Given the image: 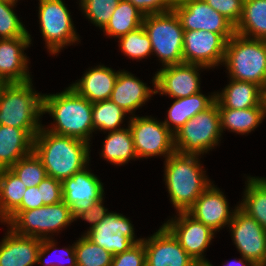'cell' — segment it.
I'll return each instance as SVG.
<instances>
[{
    "instance_id": "obj_1",
    "label": "cell",
    "mask_w": 266,
    "mask_h": 266,
    "mask_svg": "<svg viewBox=\"0 0 266 266\" xmlns=\"http://www.w3.org/2000/svg\"><path fill=\"white\" fill-rule=\"evenodd\" d=\"M93 103L79 95L70 85L59 93L43 94L42 115L53 118L50 125L42 127L51 133L80 139L89 144L94 132Z\"/></svg>"
},
{
    "instance_id": "obj_2",
    "label": "cell",
    "mask_w": 266,
    "mask_h": 266,
    "mask_svg": "<svg viewBox=\"0 0 266 266\" xmlns=\"http://www.w3.org/2000/svg\"><path fill=\"white\" fill-rule=\"evenodd\" d=\"M91 144L80 139L51 133L41 127L33 141V152L46 174L59 181L73 176L91 162Z\"/></svg>"
},
{
    "instance_id": "obj_3",
    "label": "cell",
    "mask_w": 266,
    "mask_h": 266,
    "mask_svg": "<svg viewBox=\"0 0 266 266\" xmlns=\"http://www.w3.org/2000/svg\"><path fill=\"white\" fill-rule=\"evenodd\" d=\"M201 158L175 151L164 161L163 181L175 213L187 212L213 182L206 174Z\"/></svg>"
},
{
    "instance_id": "obj_4",
    "label": "cell",
    "mask_w": 266,
    "mask_h": 266,
    "mask_svg": "<svg viewBox=\"0 0 266 266\" xmlns=\"http://www.w3.org/2000/svg\"><path fill=\"white\" fill-rule=\"evenodd\" d=\"M222 66L228 78L255 83L266 92V40L235 33L226 42Z\"/></svg>"
},
{
    "instance_id": "obj_5",
    "label": "cell",
    "mask_w": 266,
    "mask_h": 266,
    "mask_svg": "<svg viewBox=\"0 0 266 266\" xmlns=\"http://www.w3.org/2000/svg\"><path fill=\"white\" fill-rule=\"evenodd\" d=\"M32 79L22 83H4L0 89V125L16 128L42 127V92Z\"/></svg>"
},
{
    "instance_id": "obj_6",
    "label": "cell",
    "mask_w": 266,
    "mask_h": 266,
    "mask_svg": "<svg viewBox=\"0 0 266 266\" xmlns=\"http://www.w3.org/2000/svg\"><path fill=\"white\" fill-rule=\"evenodd\" d=\"M222 135L220 114L215 102L174 133V148L181 154L203 156L221 144Z\"/></svg>"
},
{
    "instance_id": "obj_7",
    "label": "cell",
    "mask_w": 266,
    "mask_h": 266,
    "mask_svg": "<svg viewBox=\"0 0 266 266\" xmlns=\"http://www.w3.org/2000/svg\"><path fill=\"white\" fill-rule=\"evenodd\" d=\"M145 32L152 44V56L162 67L183 63L184 29L174 11L144 15Z\"/></svg>"
},
{
    "instance_id": "obj_8",
    "label": "cell",
    "mask_w": 266,
    "mask_h": 266,
    "mask_svg": "<svg viewBox=\"0 0 266 266\" xmlns=\"http://www.w3.org/2000/svg\"><path fill=\"white\" fill-rule=\"evenodd\" d=\"M38 1V24L48 53L57 57L65 47L79 44L81 39L65 1Z\"/></svg>"
},
{
    "instance_id": "obj_9",
    "label": "cell",
    "mask_w": 266,
    "mask_h": 266,
    "mask_svg": "<svg viewBox=\"0 0 266 266\" xmlns=\"http://www.w3.org/2000/svg\"><path fill=\"white\" fill-rule=\"evenodd\" d=\"M73 222L75 219L70 207L61 201L21 211L7 226L22 236L52 239L56 234H61L64 228L71 226Z\"/></svg>"
},
{
    "instance_id": "obj_10",
    "label": "cell",
    "mask_w": 266,
    "mask_h": 266,
    "mask_svg": "<svg viewBox=\"0 0 266 266\" xmlns=\"http://www.w3.org/2000/svg\"><path fill=\"white\" fill-rule=\"evenodd\" d=\"M133 136L138 160L163 156L164 159L175 152L174 134L157 118L135 115L127 120Z\"/></svg>"
},
{
    "instance_id": "obj_11",
    "label": "cell",
    "mask_w": 266,
    "mask_h": 266,
    "mask_svg": "<svg viewBox=\"0 0 266 266\" xmlns=\"http://www.w3.org/2000/svg\"><path fill=\"white\" fill-rule=\"evenodd\" d=\"M231 239L240 256L255 266H266V231L239 206L228 225Z\"/></svg>"
},
{
    "instance_id": "obj_12",
    "label": "cell",
    "mask_w": 266,
    "mask_h": 266,
    "mask_svg": "<svg viewBox=\"0 0 266 266\" xmlns=\"http://www.w3.org/2000/svg\"><path fill=\"white\" fill-rule=\"evenodd\" d=\"M176 214L163 224L177 238L181 247L190 257L200 266H204L208 261L204 254L217 233L196 220L188 212H177Z\"/></svg>"
},
{
    "instance_id": "obj_13",
    "label": "cell",
    "mask_w": 266,
    "mask_h": 266,
    "mask_svg": "<svg viewBox=\"0 0 266 266\" xmlns=\"http://www.w3.org/2000/svg\"><path fill=\"white\" fill-rule=\"evenodd\" d=\"M133 222L122 213L110 211L102 221L88 231L85 236L94 244L113 255L127 251L134 244L140 243Z\"/></svg>"
},
{
    "instance_id": "obj_14",
    "label": "cell",
    "mask_w": 266,
    "mask_h": 266,
    "mask_svg": "<svg viewBox=\"0 0 266 266\" xmlns=\"http://www.w3.org/2000/svg\"><path fill=\"white\" fill-rule=\"evenodd\" d=\"M208 68L198 64H175L160 67L155 72L156 94L179 99L201 92V71Z\"/></svg>"
},
{
    "instance_id": "obj_15",
    "label": "cell",
    "mask_w": 266,
    "mask_h": 266,
    "mask_svg": "<svg viewBox=\"0 0 266 266\" xmlns=\"http://www.w3.org/2000/svg\"><path fill=\"white\" fill-rule=\"evenodd\" d=\"M226 40L217 33L184 30L183 63L198 64L211 69L223 64Z\"/></svg>"
},
{
    "instance_id": "obj_16",
    "label": "cell",
    "mask_w": 266,
    "mask_h": 266,
    "mask_svg": "<svg viewBox=\"0 0 266 266\" xmlns=\"http://www.w3.org/2000/svg\"><path fill=\"white\" fill-rule=\"evenodd\" d=\"M184 30H204L220 34L228 41L236 32L235 26L205 0H190L173 9Z\"/></svg>"
},
{
    "instance_id": "obj_17",
    "label": "cell",
    "mask_w": 266,
    "mask_h": 266,
    "mask_svg": "<svg viewBox=\"0 0 266 266\" xmlns=\"http://www.w3.org/2000/svg\"><path fill=\"white\" fill-rule=\"evenodd\" d=\"M142 242L145 246L146 266H200L164 224L149 237L142 238Z\"/></svg>"
},
{
    "instance_id": "obj_18",
    "label": "cell",
    "mask_w": 266,
    "mask_h": 266,
    "mask_svg": "<svg viewBox=\"0 0 266 266\" xmlns=\"http://www.w3.org/2000/svg\"><path fill=\"white\" fill-rule=\"evenodd\" d=\"M89 166L61 182L63 201L70 207L74 217L105 196L102 181L89 170Z\"/></svg>"
},
{
    "instance_id": "obj_19",
    "label": "cell",
    "mask_w": 266,
    "mask_h": 266,
    "mask_svg": "<svg viewBox=\"0 0 266 266\" xmlns=\"http://www.w3.org/2000/svg\"><path fill=\"white\" fill-rule=\"evenodd\" d=\"M238 206L231 208L226 195L212 182L187 212L217 233L228 227Z\"/></svg>"
},
{
    "instance_id": "obj_20",
    "label": "cell",
    "mask_w": 266,
    "mask_h": 266,
    "mask_svg": "<svg viewBox=\"0 0 266 266\" xmlns=\"http://www.w3.org/2000/svg\"><path fill=\"white\" fill-rule=\"evenodd\" d=\"M31 44L29 31L24 37L0 39V80L3 83H22L32 79L30 59L24 52Z\"/></svg>"
},
{
    "instance_id": "obj_21",
    "label": "cell",
    "mask_w": 266,
    "mask_h": 266,
    "mask_svg": "<svg viewBox=\"0 0 266 266\" xmlns=\"http://www.w3.org/2000/svg\"><path fill=\"white\" fill-rule=\"evenodd\" d=\"M152 86L140 80L135 74L125 69L120 70L117 75L110 100L121 107L129 115L128 118L135 116L136 110L145 106V103L156 95L155 74L152 78Z\"/></svg>"
},
{
    "instance_id": "obj_22",
    "label": "cell",
    "mask_w": 266,
    "mask_h": 266,
    "mask_svg": "<svg viewBox=\"0 0 266 266\" xmlns=\"http://www.w3.org/2000/svg\"><path fill=\"white\" fill-rule=\"evenodd\" d=\"M0 241V266H33L37 263L42 239L16 234L8 226Z\"/></svg>"
},
{
    "instance_id": "obj_23",
    "label": "cell",
    "mask_w": 266,
    "mask_h": 266,
    "mask_svg": "<svg viewBox=\"0 0 266 266\" xmlns=\"http://www.w3.org/2000/svg\"><path fill=\"white\" fill-rule=\"evenodd\" d=\"M120 70H114L104 64L89 67L80 79L70 86L91 103L109 100Z\"/></svg>"
},
{
    "instance_id": "obj_24",
    "label": "cell",
    "mask_w": 266,
    "mask_h": 266,
    "mask_svg": "<svg viewBox=\"0 0 266 266\" xmlns=\"http://www.w3.org/2000/svg\"><path fill=\"white\" fill-rule=\"evenodd\" d=\"M40 129L0 125V169L10 168L31 154L34 137Z\"/></svg>"
},
{
    "instance_id": "obj_25",
    "label": "cell",
    "mask_w": 266,
    "mask_h": 266,
    "mask_svg": "<svg viewBox=\"0 0 266 266\" xmlns=\"http://www.w3.org/2000/svg\"><path fill=\"white\" fill-rule=\"evenodd\" d=\"M215 92L218 108L247 109L259 106L266 99V92L257 84L232 78L221 91Z\"/></svg>"
},
{
    "instance_id": "obj_26",
    "label": "cell",
    "mask_w": 266,
    "mask_h": 266,
    "mask_svg": "<svg viewBox=\"0 0 266 266\" xmlns=\"http://www.w3.org/2000/svg\"><path fill=\"white\" fill-rule=\"evenodd\" d=\"M210 94L206 95L201 91L188 97L174 99L167 110L166 118L162 122L174 134L187 121L215 103L216 92Z\"/></svg>"
},
{
    "instance_id": "obj_27",
    "label": "cell",
    "mask_w": 266,
    "mask_h": 266,
    "mask_svg": "<svg viewBox=\"0 0 266 266\" xmlns=\"http://www.w3.org/2000/svg\"><path fill=\"white\" fill-rule=\"evenodd\" d=\"M218 110L222 134L227 130L239 135H246L254 131L265 119L266 99L259 106L252 108H218Z\"/></svg>"
},
{
    "instance_id": "obj_28",
    "label": "cell",
    "mask_w": 266,
    "mask_h": 266,
    "mask_svg": "<svg viewBox=\"0 0 266 266\" xmlns=\"http://www.w3.org/2000/svg\"><path fill=\"white\" fill-rule=\"evenodd\" d=\"M104 134L106 137L99 153L102 159L114 166H122L128 164L129 161L138 159L128 124L127 127Z\"/></svg>"
},
{
    "instance_id": "obj_29",
    "label": "cell",
    "mask_w": 266,
    "mask_h": 266,
    "mask_svg": "<svg viewBox=\"0 0 266 266\" xmlns=\"http://www.w3.org/2000/svg\"><path fill=\"white\" fill-rule=\"evenodd\" d=\"M247 176V177H246ZM239 207L266 231V177L246 175Z\"/></svg>"
},
{
    "instance_id": "obj_30",
    "label": "cell",
    "mask_w": 266,
    "mask_h": 266,
    "mask_svg": "<svg viewBox=\"0 0 266 266\" xmlns=\"http://www.w3.org/2000/svg\"><path fill=\"white\" fill-rule=\"evenodd\" d=\"M235 32L246 38L266 40V0H244Z\"/></svg>"
},
{
    "instance_id": "obj_31",
    "label": "cell",
    "mask_w": 266,
    "mask_h": 266,
    "mask_svg": "<svg viewBox=\"0 0 266 266\" xmlns=\"http://www.w3.org/2000/svg\"><path fill=\"white\" fill-rule=\"evenodd\" d=\"M143 18L144 14L132 3L120 0L110 21L101 31L109 38L113 37L116 40L142 26Z\"/></svg>"
},
{
    "instance_id": "obj_32",
    "label": "cell",
    "mask_w": 266,
    "mask_h": 266,
    "mask_svg": "<svg viewBox=\"0 0 266 266\" xmlns=\"http://www.w3.org/2000/svg\"><path fill=\"white\" fill-rule=\"evenodd\" d=\"M27 187L10 169H0V223L20 204Z\"/></svg>"
},
{
    "instance_id": "obj_33",
    "label": "cell",
    "mask_w": 266,
    "mask_h": 266,
    "mask_svg": "<svg viewBox=\"0 0 266 266\" xmlns=\"http://www.w3.org/2000/svg\"><path fill=\"white\" fill-rule=\"evenodd\" d=\"M127 115L126 111L110 99L93 103L92 122L94 132L96 134L97 131L106 133L126 127L124 120Z\"/></svg>"
},
{
    "instance_id": "obj_34",
    "label": "cell",
    "mask_w": 266,
    "mask_h": 266,
    "mask_svg": "<svg viewBox=\"0 0 266 266\" xmlns=\"http://www.w3.org/2000/svg\"><path fill=\"white\" fill-rule=\"evenodd\" d=\"M117 40L121 53L132 61L148 59L152 55V44L143 26Z\"/></svg>"
},
{
    "instance_id": "obj_35",
    "label": "cell",
    "mask_w": 266,
    "mask_h": 266,
    "mask_svg": "<svg viewBox=\"0 0 266 266\" xmlns=\"http://www.w3.org/2000/svg\"><path fill=\"white\" fill-rule=\"evenodd\" d=\"M74 242L77 266H111L113 254L94 244L85 235Z\"/></svg>"
},
{
    "instance_id": "obj_36",
    "label": "cell",
    "mask_w": 266,
    "mask_h": 266,
    "mask_svg": "<svg viewBox=\"0 0 266 266\" xmlns=\"http://www.w3.org/2000/svg\"><path fill=\"white\" fill-rule=\"evenodd\" d=\"M19 0H0V39L24 37L28 30L16 14Z\"/></svg>"
},
{
    "instance_id": "obj_37",
    "label": "cell",
    "mask_w": 266,
    "mask_h": 266,
    "mask_svg": "<svg viewBox=\"0 0 266 266\" xmlns=\"http://www.w3.org/2000/svg\"><path fill=\"white\" fill-rule=\"evenodd\" d=\"M79 10L91 24L102 30L110 21L120 0H77Z\"/></svg>"
},
{
    "instance_id": "obj_38",
    "label": "cell",
    "mask_w": 266,
    "mask_h": 266,
    "mask_svg": "<svg viewBox=\"0 0 266 266\" xmlns=\"http://www.w3.org/2000/svg\"><path fill=\"white\" fill-rule=\"evenodd\" d=\"M10 169L19 177L27 188L38 186L47 176L41 160L34 152L19 159Z\"/></svg>"
},
{
    "instance_id": "obj_39",
    "label": "cell",
    "mask_w": 266,
    "mask_h": 266,
    "mask_svg": "<svg viewBox=\"0 0 266 266\" xmlns=\"http://www.w3.org/2000/svg\"><path fill=\"white\" fill-rule=\"evenodd\" d=\"M57 242L56 239H42L41 245H40V250L38 252V259H37V264H41V266H77V260H76V253H75V245L74 243L69 245L68 247H62V248H57ZM60 251H59V250ZM58 250V251H57ZM55 252V253H54ZM62 254H61V253ZM51 253L57 254L60 253L61 255L56 256V257H61L63 260H52L51 258ZM50 256V258L48 257ZM46 257V258H45ZM55 259V258H53ZM65 260V261H64ZM66 263V264H65Z\"/></svg>"
},
{
    "instance_id": "obj_40",
    "label": "cell",
    "mask_w": 266,
    "mask_h": 266,
    "mask_svg": "<svg viewBox=\"0 0 266 266\" xmlns=\"http://www.w3.org/2000/svg\"><path fill=\"white\" fill-rule=\"evenodd\" d=\"M111 266H146V252L143 242L134 244L127 251L114 255Z\"/></svg>"
},
{
    "instance_id": "obj_41",
    "label": "cell",
    "mask_w": 266,
    "mask_h": 266,
    "mask_svg": "<svg viewBox=\"0 0 266 266\" xmlns=\"http://www.w3.org/2000/svg\"><path fill=\"white\" fill-rule=\"evenodd\" d=\"M205 2L236 27L242 16L244 0H205Z\"/></svg>"
},
{
    "instance_id": "obj_42",
    "label": "cell",
    "mask_w": 266,
    "mask_h": 266,
    "mask_svg": "<svg viewBox=\"0 0 266 266\" xmlns=\"http://www.w3.org/2000/svg\"><path fill=\"white\" fill-rule=\"evenodd\" d=\"M37 187L40 190L44 205L56 204L63 201L61 181L46 176Z\"/></svg>"
},
{
    "instance_id": "obj_43",
    "label": "cell",
    "mask_w": 266,
    "mask_h": 266,
    "mask_svg": "<svg viewBox=\"0 0 266 266\" xmlns=\"http://www.w3.org/2000/svg\"><path fill=\"white\" fill-rule=\"evenodd\" d=\"M41 206H44V204L38 187H28L21 204L1 224L8 225L21 211L36 209Z\"/></svg>"
},
{
    "instance_id": "obj_44",
    "label": "cell",
    "mask_w": 266,
    "mask_h": 266,
    "mask_svg": "<svg viewBox=\"0 0 266 266\" xmlns=\"http://www.w3.org/2000/svg\"><path fill=\"white\" fill-rule=\"evenodd\" d=\"M105 198H101L99 201H96L93 205H91L88 209L78 213L74 219L77 221V219H81L86 221L90 224L89 228L82 233V235H85L88 231L94 228L96 224H98L100 221L104 219L109 214L108 208L104 206Z\"/></svg>"
},
{
    "instance_id": "obj_45",
    "label": "cell",
    "mask_w": 266,
    "mask_h": 266,
    "mask_svg": "<svg viewBox=\"0 0 266 266\" xmlns=\"http://www.w3.org/2000/svg\"><path fill=\"white\" fill-rule=\"evenodd\" d=\"M132 3L144 15L162 14L173 11L168 0H126Z\"/></svg>"
},
{
    "instance_id": "obj_46",
    "label": "cell",
    "mask_w": 266,
    "mask_h": 266,
    "mask_svg": "<svg viewBox=\"0 0 266 266\" xmlns=\"http://www.w3.org/2000/svg\"><path fill=\"white\" fill-rule=\"evenodd\" d=\"M204 266H214L211 264V262L208 260ZM223 266H255L249 259H246L244 257H240L236 260L234 258L231 261H227L223 264Z\"/></svg>"
},
{
    "instance_id": "obj_47",
    "label": "cell",
    "mask_w": 266,
    "mask_h": 266,
    "mask_svg": "<svg viewBox=\"0 0 266 266\" xmlns=\"http://www.w3.org/2000/svg\"><path fill=\"white\" fill-rule=\"evenodd\" d=\"M190 0H168V3L170 5V7L172 9L178 7V6H181V5H184L186 4L187 2H189Z\"/></svg>"
},
{
    "instance_id": "obj_48",
    "label": "cell",
    "mask_w": 266,
    "mask_h": 266,
    "mask_svg": "<svg viewBox=\"0 0 266 266\" xmlns=\"http://www.w3.org/2000/svg\"><path fill=\"white\" fill-rule=\"evenodd\" d=\"M3 84H4V83L0 80V89H1V87H2Z\"/></svg>"
}]
</instances>
